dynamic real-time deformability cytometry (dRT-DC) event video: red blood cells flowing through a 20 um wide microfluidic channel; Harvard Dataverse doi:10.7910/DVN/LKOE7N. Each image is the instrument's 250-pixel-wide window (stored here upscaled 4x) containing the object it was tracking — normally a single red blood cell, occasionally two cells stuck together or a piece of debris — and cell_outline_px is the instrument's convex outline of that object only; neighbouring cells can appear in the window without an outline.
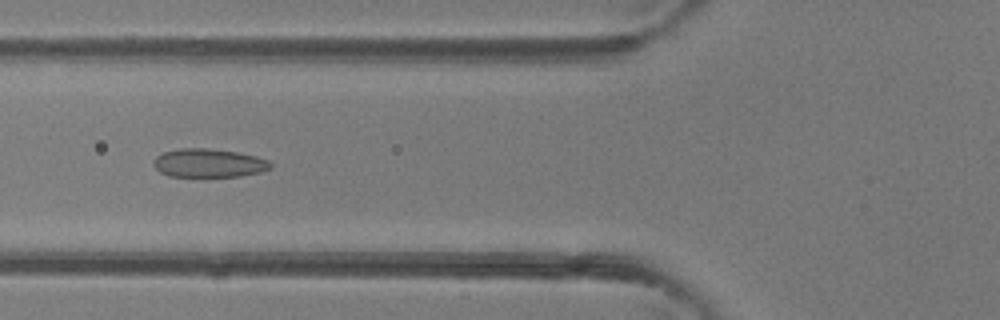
{"species": "common noctule bat (a hibernating species)", "species_latin": "Nyctalus noctula", "temperature_condition": "room temperature", "stored_images_in_passage": 48, "camera_frame_rate_fps": 3000, "um_per_image_px": 0.085, "animal": {"sex": "female"}, "frame": {"image": 1, "passage_image": 18, "time_ms": 5.667, "image_size_px": [1000, 320], "cell_outline_px": [[272, 168], [260, 172], [240, 176], [168, 176], [160, 172], [152, 164], [156, 156], [164, 152], [180, 148], [208, 148], [236, 152], [256, 156], [268, 160], [272, 164]], "centroid_in_image_um": [17.74, 13.85], "position_along_channel_um": 108.1, "area_um2": 19.42}}
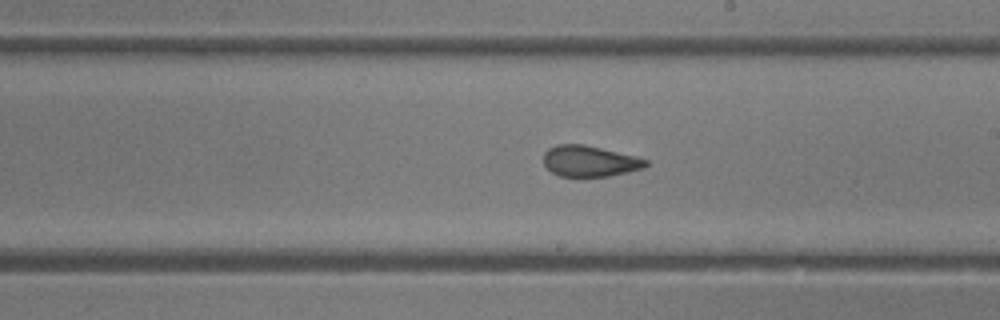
{"frame": {"image": 2, "passage_image": 27, "time_ms": 8.667, "image_size_px": [1000, 320], "cell_outline_px": [[648, 164], [644, 168], [628, 172], [608, 176], [560, 176], [552, 172], [544, 164], [544, 152], [548, 148], [556, 144], [584, 144], [648, 160]], "centroid_in_image_um": [50.09, 13.69], "position_along_channel_um": 238.9, "area_um2": 18.21}}
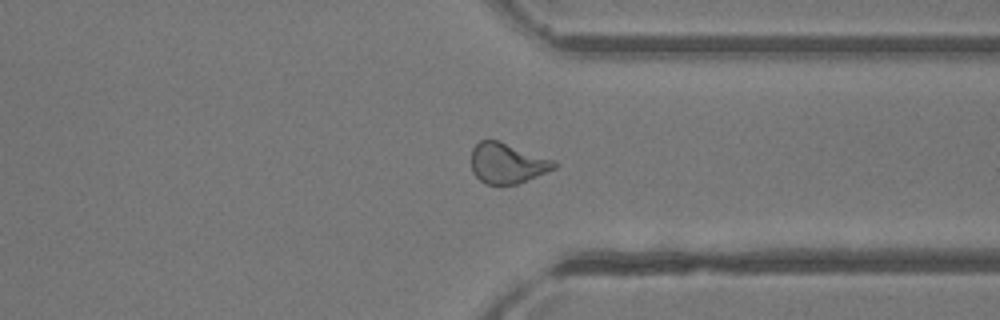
{"frame": {"image": 3, "passage_image": 36, "time_ms": 11.667, "image_size_px": [1000, 320], "cell_outline_px": [[556, 168], [516, 184], [484, 184], [472, 172], [472, 148], [480, 140], [500, 140], [556, 160]], "centroid_in_image_um": [43.12, 13.85], "position_along_channel_um": 368.3, "area_um2": 19.59}}